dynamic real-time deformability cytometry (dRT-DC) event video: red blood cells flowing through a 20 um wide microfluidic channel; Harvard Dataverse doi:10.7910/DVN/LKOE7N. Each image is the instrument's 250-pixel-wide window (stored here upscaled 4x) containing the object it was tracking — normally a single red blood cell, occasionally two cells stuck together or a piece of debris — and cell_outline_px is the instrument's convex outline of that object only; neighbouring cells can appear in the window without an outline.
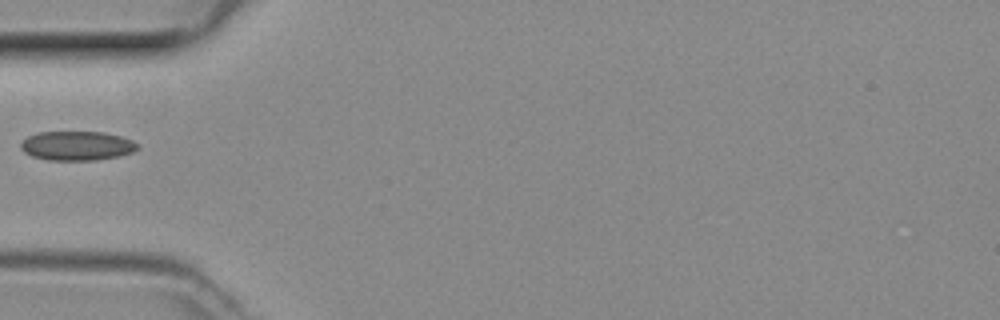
{"species": "common noctule bat (a hibernating species)", "species_latin": "Nyctalus noctula", "temperature_condition": "room temperature", "stored_images_in_passage": 31, "camera_frame_rate_fps": 3000, "um_per_image_px": 0.085, "animal": {"sex": "female", "body_mass_g": 29.2, "forearm_length_mm": 56.3}, "frame": {"image": 1, "passage_image": 1, "time_ms": 0.0, "image_size_px": [1000, 320], "cell_outline_px": [[140, 148], [132, 152], [120, 156], [96, 160], [48, 160], [32, 156], [24, 152], [20, 148], [20, 144], [28, 136], [36, 132], [104, 132], [120, 136], [132, 140], [140, 144]], "centroid_in_image_um": [6.56, 12.39], "position_along_channel_um": 78.4, "area_um2": 20.06}}
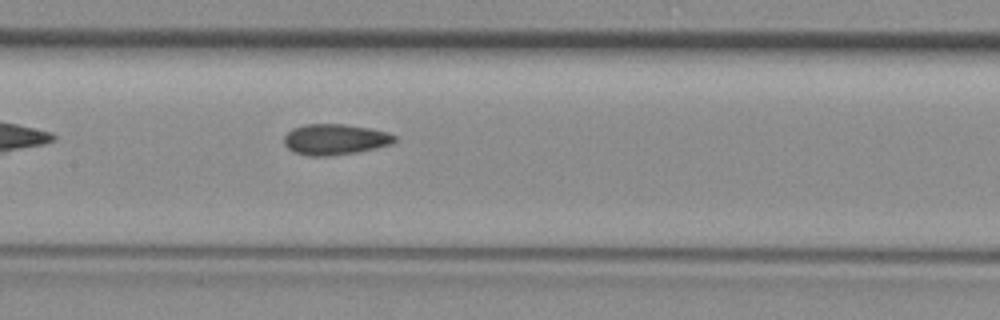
{"frame": {"image": 2, "passage_image": 8, "time_ms": 2.333, "image_size_px": [1000, 320], "cell_outline_px": [[396, 140], [392, 144], [376, 148], [356, 152], [328, 156], [308, 156], [292, 152], [284, 144], [284, 136], [292, 128], [304, 124], [344, 124], [368, 128], [388, 132], [396, 136]], "centroid_in_image_um": [28.45, 11.85], "position_along_channel_um": 178.9, "area_um2": 19.94}}
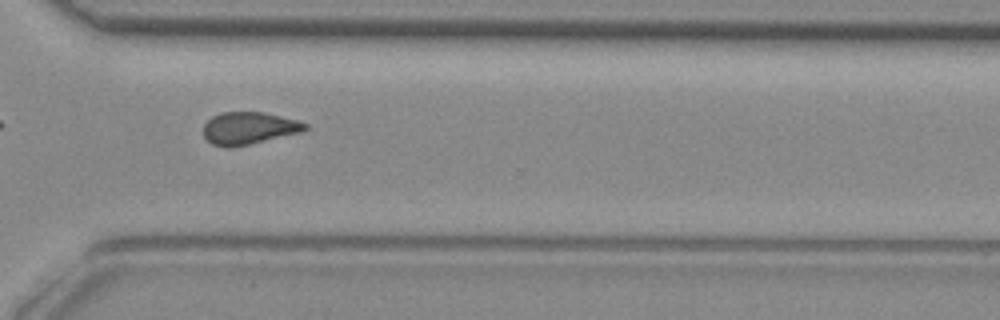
{"frame": {"image": 3, "passage_image": 20, "time_ms": 6.333, "image_size_px": [1000, 320], "cell_outline_px": [[308, 128], [300, 132], [232, 148], [224, 148], [212, 144], [204, 136], [204, 124], [212, 116], [224, 112], [264, 112], [296, 120], [308, 124]], "centroid_in_image_um": [21.12, 10.9], "position_along_channel_um": 349.5, "area_um2": 19.02}}